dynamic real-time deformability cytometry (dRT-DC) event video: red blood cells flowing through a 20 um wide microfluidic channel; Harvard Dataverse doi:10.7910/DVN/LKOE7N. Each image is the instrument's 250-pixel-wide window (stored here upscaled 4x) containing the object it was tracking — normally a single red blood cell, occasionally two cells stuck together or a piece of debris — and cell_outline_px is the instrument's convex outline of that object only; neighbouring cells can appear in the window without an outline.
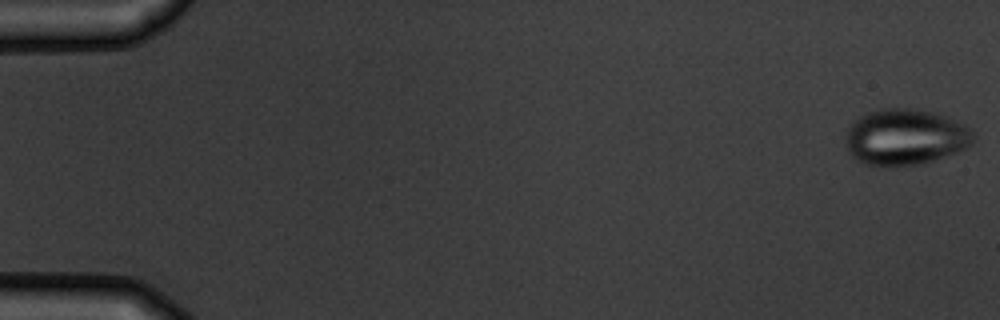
{"species": "common noctule bat (a hibernating species)", "species_latin": "Nyctalus noctula", "temperature_condition": "warm", "stored_images_in_passage": 5, "camera_frame_rate_fps": 3000, "um_per_image_px": 0.085, "animal": {"sex": "male", "body_mass_g": 19.5, "forearm_length_mm": 54.6}, "frame": {"image": 1, "passage_image": 1, "time_ms": 0.0, "image_size_px": [1000, 320], "cell_outline_px": [[976, 140], [968, 148], [932, 160], [916, 164], [864, 164], [852, 156], [848, 152], [844, 144], [848, 128], [860, 116], [868, 112], [880, 108], [916, 108], [936, 112], [948, 116], [964, 124], [976, 136]], "centroid_in_image_um": [76.98, 11.61], "position_along_channel_um": 8.0, "area_um2": 41.67}}
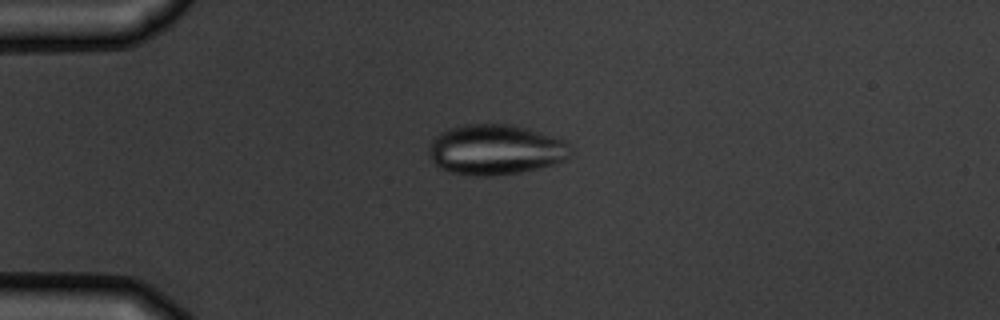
{"frame": {"image": 2, "passage_image": 4, "time_ms": 4.333, "image_size_px": [1000, 320], "cell_outline_px": [[576, 148], [564, 160], [552, 164], [520, 172], [496, 176], [472, 176], [448, 172], [440, 168], [428, 156], [428, 148], [432, 140], [440, 132], [448, 128], [460, 124], [516, 124], [564, 140]], "centroid_in_image_um": [42.1, 12.71], "position_along_channel_um": 42.9, "area_um2": 42.08}}